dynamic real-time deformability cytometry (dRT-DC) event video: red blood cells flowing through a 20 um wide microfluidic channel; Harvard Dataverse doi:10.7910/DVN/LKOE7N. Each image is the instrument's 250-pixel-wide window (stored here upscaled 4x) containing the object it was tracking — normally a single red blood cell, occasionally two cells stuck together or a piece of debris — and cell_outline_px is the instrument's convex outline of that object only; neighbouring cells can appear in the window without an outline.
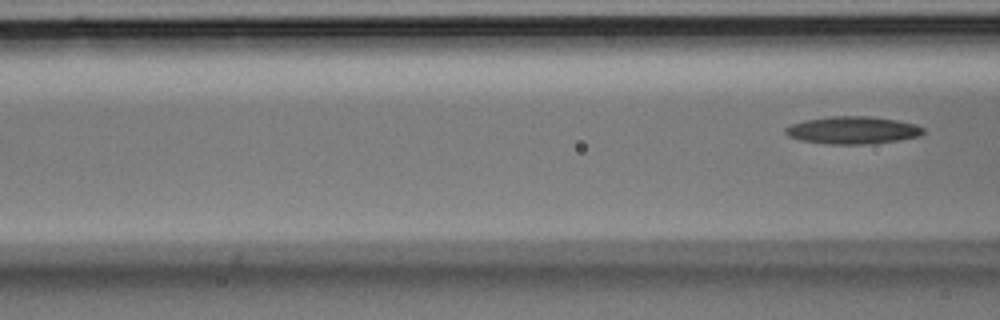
{"species": "Egyptian fruit bat (a non-hibernating species)", "species_latin": "Rousettus aegyptiacus", "temperature_condition": "room temperature", "stored_images_in_passage": 5, "segment_of_instrument_passage": [2, 2], "camera_frame_rate_fps": 3000, "um_per_image_px": 0.085, "animal": {"sex": "male"}, "frame": {"image": 1, "passage_image": 5, "time_ms": 1.333, "image_size_px": [1000, 320], "cell_outline_px": [[924, 132], [920, 136], [896, 140], [864, 144], [828, 144], [800, 140], [788, 136], [784, 132], [784, 128], [792, 124], [804, 120], [832, 116], [864, 116], [896, 120], [916, 124], [924, 128]], "centroid_in_image_um": [72.45, 11.06], "position_along_channel_um": 94.2, "area_um2": 21.91}}